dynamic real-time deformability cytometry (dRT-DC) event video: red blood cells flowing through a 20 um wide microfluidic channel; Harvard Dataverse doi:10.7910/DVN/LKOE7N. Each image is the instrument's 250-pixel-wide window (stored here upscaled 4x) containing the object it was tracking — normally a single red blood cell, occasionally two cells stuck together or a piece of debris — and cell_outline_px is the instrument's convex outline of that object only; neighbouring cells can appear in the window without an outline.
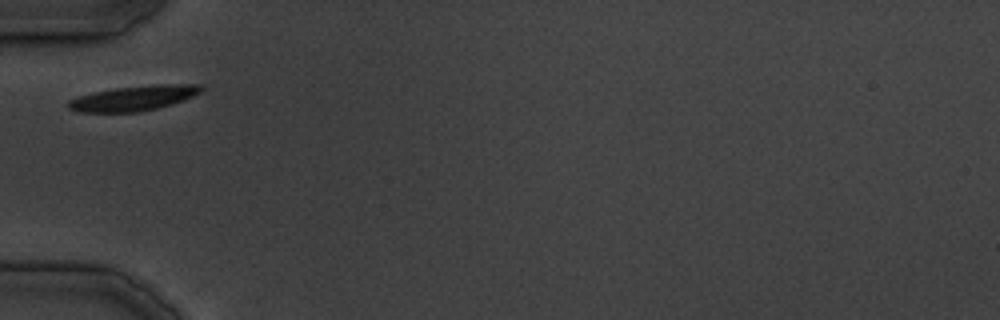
{"species": "common noctule bat (a hibernating species)", "species_latin": "Nyctalus noctula", "temperature_condition": "cold", "stored_images_in_passage": 21, "camera_frame_rate_fps": 3000, "um_per_image_px": 0.085, "animal": {"sex": "male", "body_mass_g": 19.5, "forearm_length_mm": 54.6}, "frame": {"image": 1, "passage_image": 1, "time_ms": 0.0, "image_size_px": [1000, 320], "cell_outline_px": [[204, 88], [200, 92], [184, 100], [172, 104], [140, 112], [80, 112], [68, 108], [68, 100], [80, 96], [96, 92], [116, 88], [164, 84], [204, 84]], "centroid_in_image_um": [11.41, 8.35], "position_along_channel_um": 73.6, "area_um2": 19.13}}
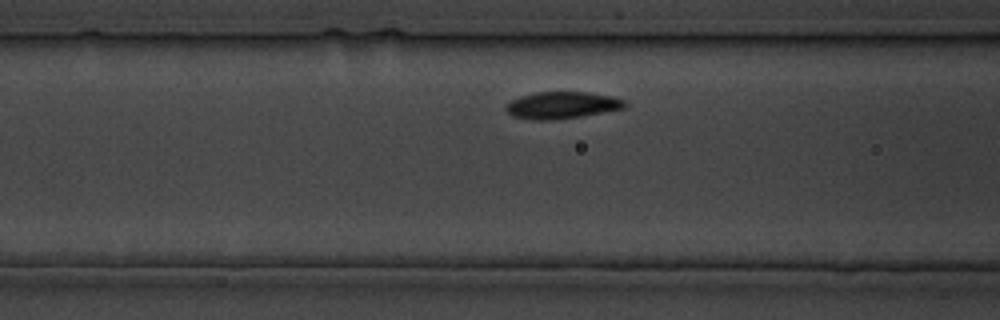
{"frame": {"image": 2, "passage_image": 4, "time_ms": 3.333, "image_size_px": [1000, 320], "cell_outline_px": [[628, 104], [624, 108], [580, 116], [548, 120], [532, 120], [512, 116], [504, 108], [512, 100], [520, 96], [536, 92], [588, 92], [612, 96], [624, 100]], "centroid_in_image_um": [47.76, 8.93], "position_along_channel_um": 118.8, "area_um2": 18.5}}